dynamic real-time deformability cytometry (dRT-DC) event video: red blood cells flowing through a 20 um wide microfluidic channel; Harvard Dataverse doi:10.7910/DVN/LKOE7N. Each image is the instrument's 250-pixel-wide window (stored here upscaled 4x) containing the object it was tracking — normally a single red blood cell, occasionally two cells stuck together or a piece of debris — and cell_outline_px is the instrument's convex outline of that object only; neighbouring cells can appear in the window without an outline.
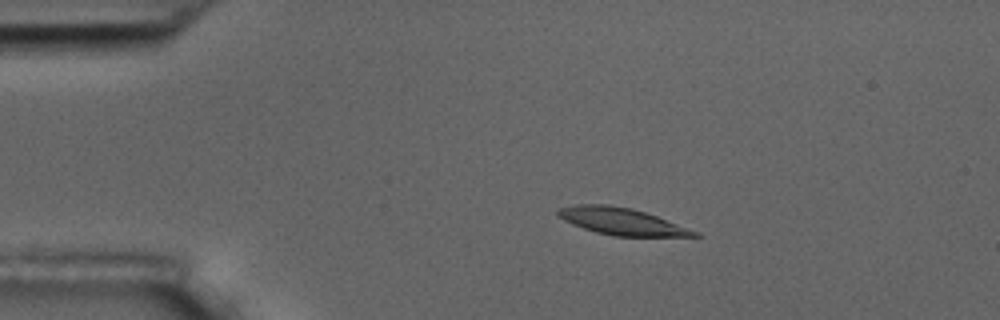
{"species": "common noctule bat (a hibernating species)", "species_latin": "Nyctalus noctula", "temperature_condition": "room temperature", "stored_images_in_passage": 4, "camera_frame_rate_fps": 3000, "um_per_image_px": 0.085, "animal": {"sex": "male", "body_mass_g": 17.5, "forearm_length_mm": 52.3}, "frame": {"image": 1, "passage_image": 3, "time_ms": 2.333, "image_size_px": [1000, 320], "cell_outline_px": [[704, 236], [612, 236], [596, 232], [572, 224], [556, 216], [556, 208], [576, 204], [608, 204], [632, 208], [656, 216], [700, 232]], "centroid_in_image_um": [52.8, 18.81], "position_along_channel_um": 32.2, "area_um2": 21.5}}